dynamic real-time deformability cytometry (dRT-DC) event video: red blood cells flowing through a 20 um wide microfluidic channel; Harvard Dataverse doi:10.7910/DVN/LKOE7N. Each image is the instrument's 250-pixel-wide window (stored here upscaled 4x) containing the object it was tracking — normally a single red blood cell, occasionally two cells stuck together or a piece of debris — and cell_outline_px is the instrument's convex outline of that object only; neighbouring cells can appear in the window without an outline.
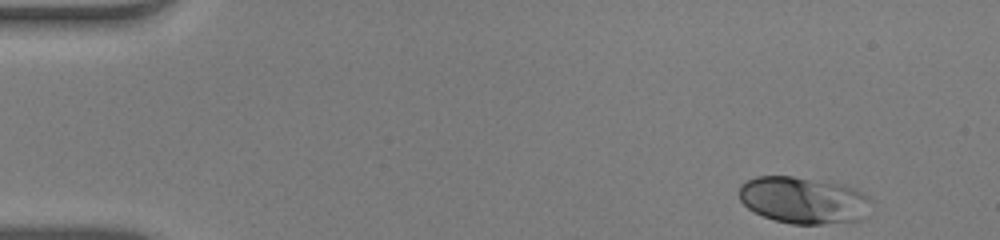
{"species": "human", "species_latin": "Homo sapiens", "temperature_condition": "warm", "stored_images_in_passage": 49, "camera_frame_rate_fps": 3000, "um_per_image_px": 0.085, "donor": {"sex": "male"}, "frame": {"image": 1, "passage_image": 1, "time_ms": 0.0, "image_size_px": [1000, 240], "cell_outline_px": [[872, 200], [864, 216], [860, 220], [820, 224], [792, 224], [776, 220], [764, 216], [748, 208], [740, 200], [740, 184], [756, 176], [792, 176], [840, 184], [856, 188], [868, 196]], "centroid_in_image_um": [68.3, 17.01], "position_along_channel_um": 16.7, "area_um2": 35.78}}
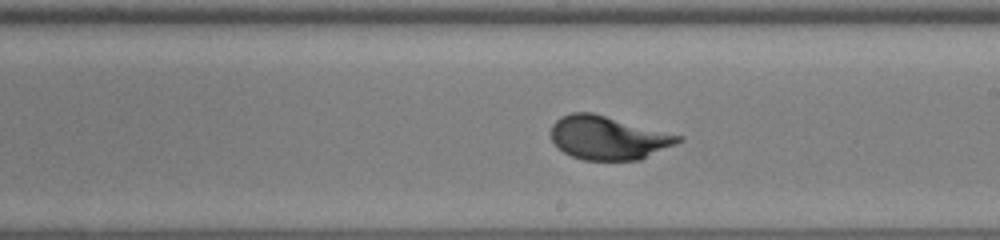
{"frame": {"image": 2, "passage_image": 27, "time_ms": 8.667, "image_size_px": [1000, 240], "cell_outline_px": [[684, 140], [676, 144], [640, 160], [584, 160], [572, 156], [564, 152], [552, 140], [552, 124], [560, 116], [572, 112], [592, 112], [684, 136]], "centroid_in_image_um": [51.73, 11.7], "position_along_channel_um": 237.3, "area_um2": 32.31}}
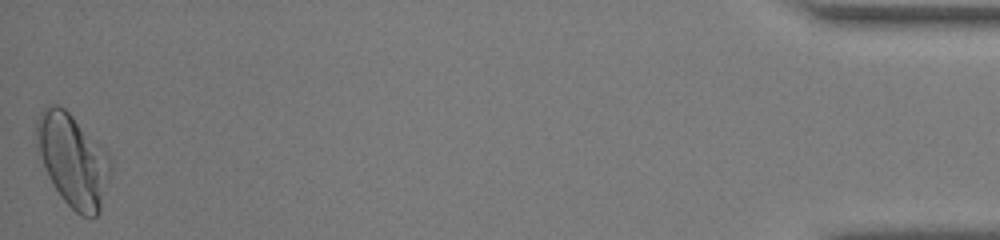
{"frame": {"image": 3, "passage_image": 49, "time_ms": 16.0, "image_size_px": [1000, 240], "cell_outline_px": [[112, 168], [100, 212], [96, 216], [80, 216], [60, 196], [44, 164], [36, 144], [36, 120], [44, 104], [56, 104], [64, 108], [108, 152], [112, 160]], "centroid_in_image_um": [6.22, 13.6], "position_along_channel_um": 429.0, "area_um2": 39.65}, "authors_computed_cell_mechanics": {"area_um2": 32.3102, "velocity_mm_per_s": 3.8898, "shape_relaxation_time_tau1_ms": 2.6477, "shape_relaxation_time_tau2_ms": null, "deformation_change_tau1": 0.1587, "deformation_change_tau2": null}}